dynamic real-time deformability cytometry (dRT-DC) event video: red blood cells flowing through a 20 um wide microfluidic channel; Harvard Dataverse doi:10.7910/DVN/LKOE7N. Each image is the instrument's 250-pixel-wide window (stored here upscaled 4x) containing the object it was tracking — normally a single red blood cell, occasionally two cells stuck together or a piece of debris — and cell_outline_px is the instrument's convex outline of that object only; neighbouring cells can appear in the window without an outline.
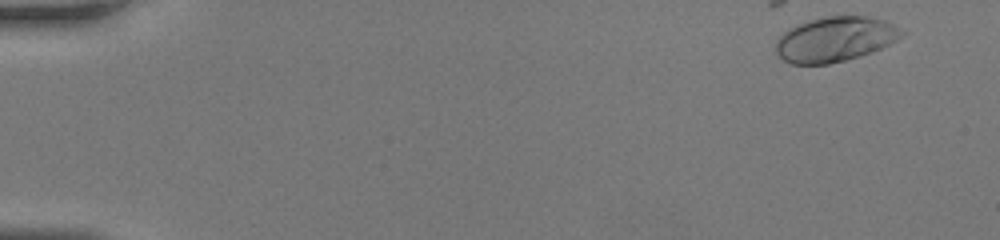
{"species": "human", "species_latin": "Homo sapiens", "temperature_condition": "room temperature", "stored_images_in_passage": 45, "camera_frame_rate_fps": 3000, "um_per_image_px": 0.085, "donor": {"sex": "female"}, "frame": {"image": 1, "passage_image": 2, "time_ms": 0.333, "image_size_px": [1000, 240], "cell_outline_px": [[908, 32], [896, 40], [872, 52], [860, 56], [828, 64], [792, 64], [784, 60], [776, 52], [776, 40], [788, 28], [812, 20], [828, 16], [864, 16], [884, 20]], "centroid_in_image_um": [71.0, 3.34], "position_along_channel_um": 14.0, "area_um2": 32.66}}
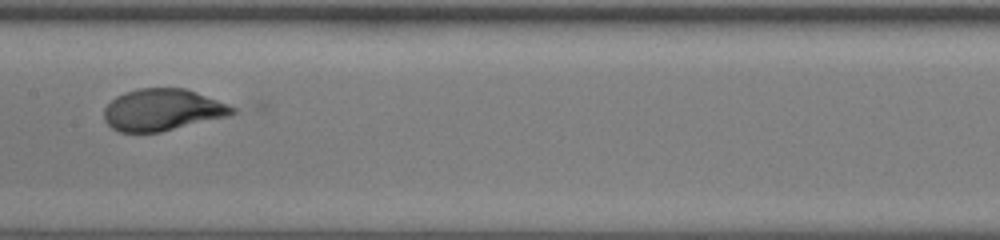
{"frame": {"image": 2, "passage_image": 24, "time_ms": 7.667, "image_size_px": [1000, 240], "cell_outline_px": [[236, 112], [232, 116], [160, 132], [120, 132], [112, 128], [104, 120], [104, 108], [116, 96], [124, 92], [136, 88], [184, 88], [196, 92], [228, 104], [236, 108]], "centroid_in_image_um": [13.83, 9.34], "position_along_channel_um": 193.6, "area_um2": 31.44}}
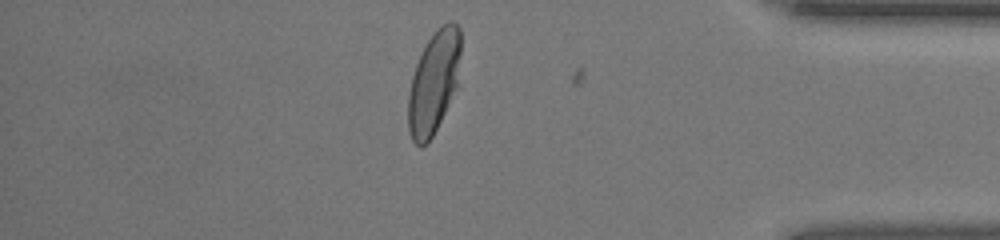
{"frame": {"image": 3, "passage_image": 39, "time_ms": 12.667, "image_size_px": [1000, 240], "cell_outline_px": [[460, 52], [456, 88], [432, 136], [420, 148], [412, 140], [408, 132], [408, 92], [412, 76], [416, 64], [428, 40], [436, 28], [452, 20], [460, 28]], "centroid_in_image_um": [36.85, 6.99], "position_along_channel_um": 398.4, "area_um2": 30.92}}